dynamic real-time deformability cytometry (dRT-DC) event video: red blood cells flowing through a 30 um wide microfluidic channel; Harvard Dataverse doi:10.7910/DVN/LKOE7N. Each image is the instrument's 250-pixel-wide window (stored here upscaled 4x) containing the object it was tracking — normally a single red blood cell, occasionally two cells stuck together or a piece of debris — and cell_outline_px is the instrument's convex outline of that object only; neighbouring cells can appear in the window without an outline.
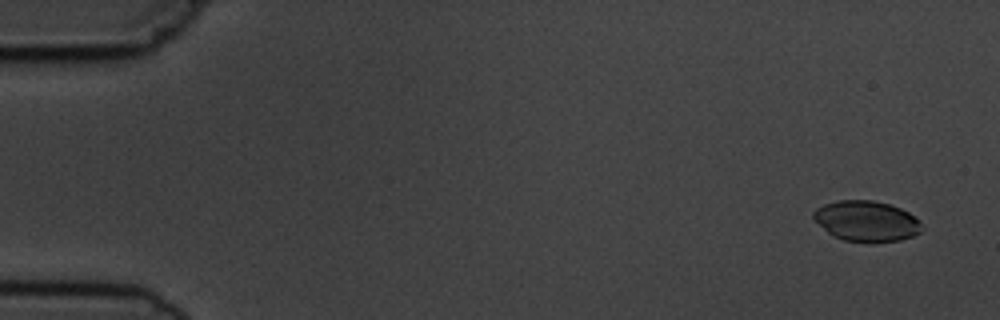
{"species": "common noctule bat (a hibernating species)", "species_latin": "Nyctalus noctula", "temperature_condition": "cold", "stored_images_in_passage": 6, "camera_frame_rate_fps": 3000, "um_per_image_px": 0.085, "animal": {"sex": "male", "body_mass_g": 19.5, "forearm_length_mm": 54.6}, "frame": {"image": 1, "passage_image": 1, "time_ms": 0.0, "image_size_px": [1000, 320], "cell_outline_px": [[924, 228], [920, 232], [912, 236], [900, 240], [872, 244], [844, 240], [828, 232], [812, 216], [812, 212], [816, 208], [824, 204], [836, 200], [872, 200], [888, 204], [900, 208], [908, 212], [920, 220]], "centroid_in_image_um": [73.68, 18.8], "position_along_channel_um": 11.3, "area_um2": 25.84}}
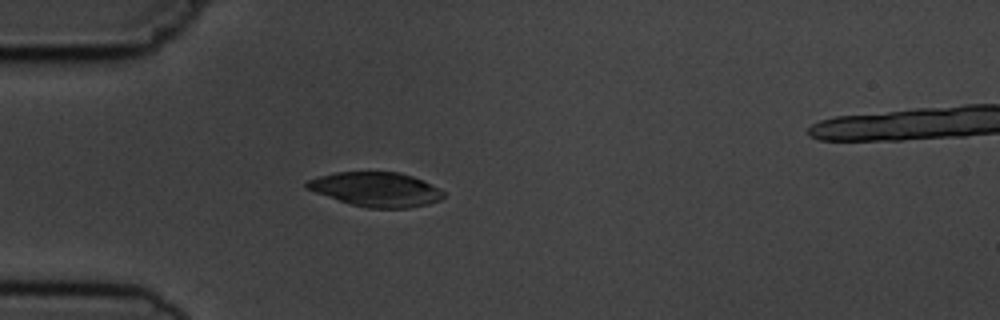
{"frame": {"image": 2, "passage_image": 5, "time_ms": 4.333, "image_size_px": [1000, 320], "cell_outline_px": [[444, 196], [440, 200], [428, 204], [408, 208], [368, 208], [352, 204], [304, 188], [304, 184], [308, 180], [320, 176], [336, 172], [400, 172], [412, 176], [444, 192]], "centroid_in_image_um": [31.95, 16.1], "position_along_channel_um": 53.1, "area_um2": 26.93}}